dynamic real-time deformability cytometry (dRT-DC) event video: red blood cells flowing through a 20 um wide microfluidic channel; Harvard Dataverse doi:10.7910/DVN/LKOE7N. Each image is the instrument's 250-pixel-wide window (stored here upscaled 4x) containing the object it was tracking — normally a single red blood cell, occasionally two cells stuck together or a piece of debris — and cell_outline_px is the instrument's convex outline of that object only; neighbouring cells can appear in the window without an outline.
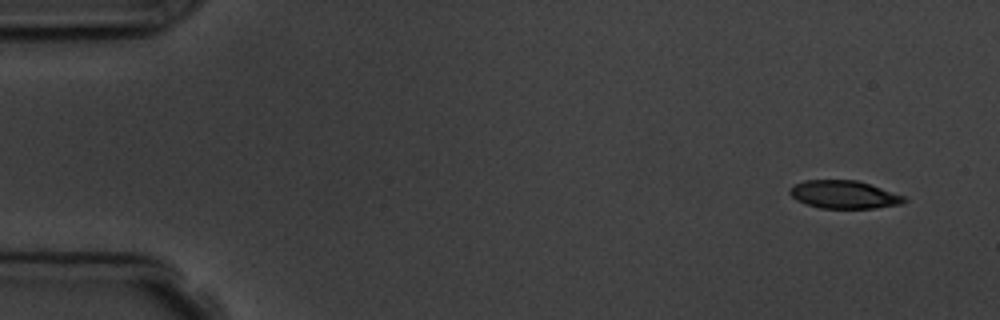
{"species": "common noctule bat (a hibernating species)", "species_latin": "Nyctalus noctula", "temperature_condition": "room temperature", "stored_images_in_passage": 10, "camera_frame_rate_fps": 3000, "um_per_image_px": 0.085, "animal": {"sex": "male", "body_mass_g": 19.5, "forearm_length_mm": 54.6}, "frame": {"image": 1, "passage_image": 1, "time_ms": 0.0, "image_size_px": [1000, 320], "cell_outline_px": [[908, 200], [900, 204], [876, 208], [820, 208], [804, 204], [796, 200], [788, 192], [796, 184], [804, 180], [856, 180], [904, 196]], "centroid_in_image_um": [71.71, 16.55], "position_along_channel_um": 13.3, "area_um2": 18.44}}
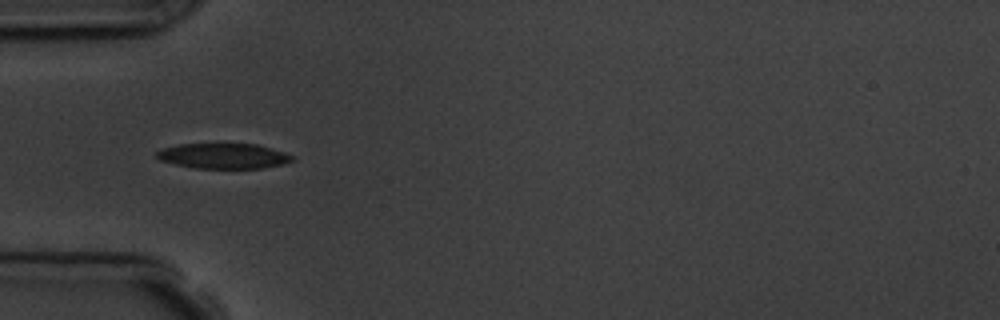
{"frame": {"image": 2, "passage_image": 5, "time_ms": 4.667, "image_size_px": [1000, 320], "cell_outline_px": [[292, 160], [280, 164], [260, 168], [192, 168], [160, 160], [156, 156], [156, 152], [164, 148], [180, 144], [256, 144], [284, 152], [292, 156]], "centroid_in_image_um": [18.95, 13.25], "position_along_channel_um": 66.1, "area_um2": 19.59}}
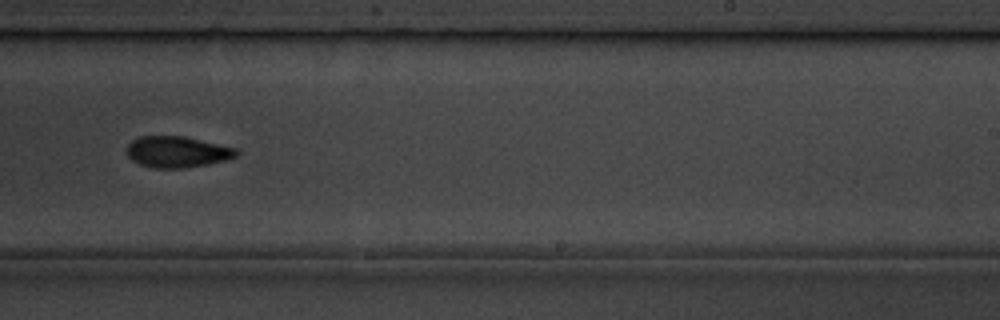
{"frame": {"image": 3, "passage_image": 10, "time_ms": 10.333, "image_size_px": [1000, 320], "cell_outline_px": [[240, 152], [236, 156], [228, 160], [208, 164], [184, 168], [152, 168], [140, 164], [132, 160], [128, 156], [124, 148], [132, 140], [140, 136], [184, 136], [236, 148]], "centroid_in_image_um": [15.04, 12.91], "position_along_channel_um": 274.0, "area_um2": 20.11}}